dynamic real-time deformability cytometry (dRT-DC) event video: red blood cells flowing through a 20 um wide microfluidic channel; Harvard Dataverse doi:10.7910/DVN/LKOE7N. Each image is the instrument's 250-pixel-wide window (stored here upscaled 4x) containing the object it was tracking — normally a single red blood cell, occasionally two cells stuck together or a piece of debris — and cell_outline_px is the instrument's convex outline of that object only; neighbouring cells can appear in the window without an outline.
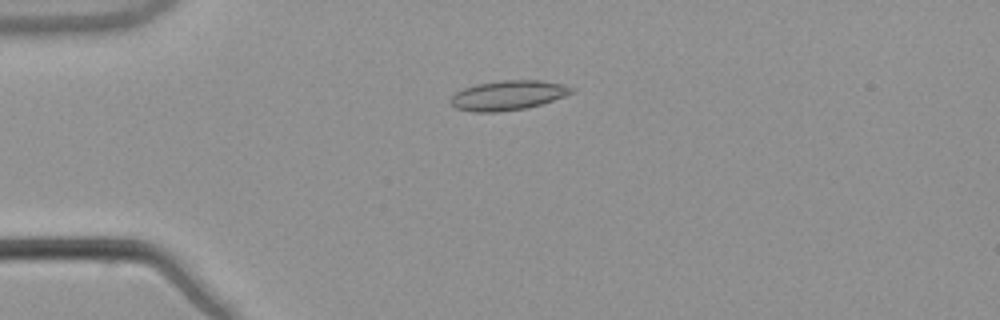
{"species": "common noctule bat (a hibernating species)", "species_latin": "Nyctalus noctula", "temperature_condition": "warm", "stored_images_in_passage": 54, "camera_frame_rate_fps": 3000, "um_per_image_px": 0.085, "animal": {"sex": "male", "body_mass_g": 21.5, "forearm_length_mm": 52.0}, "frame": {"image": 1, "passage_image": 14, "time_ms": 4.333, "image_size_px": [1000, 320], "cell_outline_px": [[576, 88], [572, 92], [564, 96], [528, 108], [496, 112], [472, 112], [456, 108], [448, 100], [456, 92], [464, 88], [476, 84], [504, 80], [540, 80], [564, 84]], "centroid_in_image_um": [43.17, 8.1], "position_along_channel_um": 41.8, "area_um2": 20.87}}
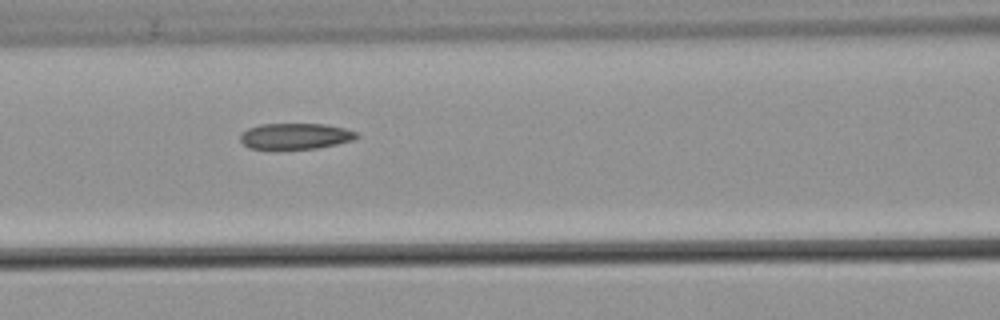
{"frame": {"image": 2, "passage_image": 24, "time_ms": 7.667, "image_size_px": [1000, 320], "cell_outline_px": [[360, 136], [352, 140], [336, 144], [316, 148], [248, 148], [240, 140], [240, 136], [248, 128], [260, 124], [324, 124], [344, 128], [360, 132]], "centroid_in_image_um": [25.15, 11.56], "position_along_channel_um": 141.5, "area_um2": 17.4}}
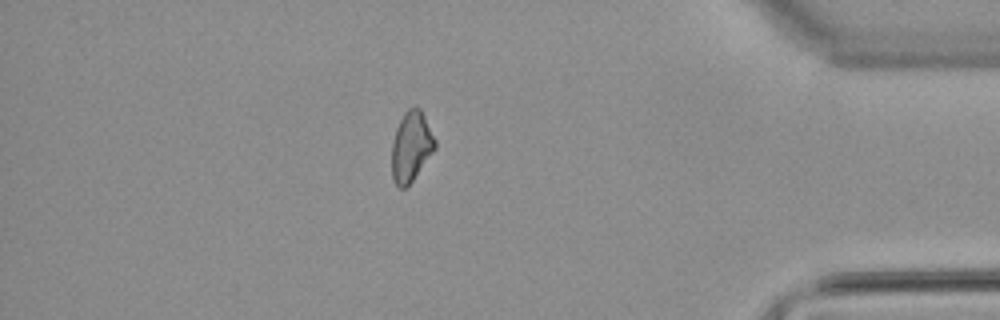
{"frame": {"image": 3, "passage_image": 47, "time_ms": 15.333, "image_size_px": [1000, 320], "cell_outline_px": [[436, 148], [412, 180], [404, 188], [400, 188], [392, 180], [392, 144], [396, 128], [404, 112], [408, 108], [416, 104], [420, 108], [436, 140]], "centroid_in_image_um": [34.94, 12.42], "position_along_channel_um": 400.3, "area_um2": 17.57}, "authors_computed_cell_mechanics": {"area_um2": 18.4671, "velocity_mm_per_s": 3.8547, "shape_relaxation_time_tau1_ms": null, "shape_relaxation_time_tau2_ms": 5.1784, "deformation_change_tau1": null, "deformation_change_tau2": 0.1322}}